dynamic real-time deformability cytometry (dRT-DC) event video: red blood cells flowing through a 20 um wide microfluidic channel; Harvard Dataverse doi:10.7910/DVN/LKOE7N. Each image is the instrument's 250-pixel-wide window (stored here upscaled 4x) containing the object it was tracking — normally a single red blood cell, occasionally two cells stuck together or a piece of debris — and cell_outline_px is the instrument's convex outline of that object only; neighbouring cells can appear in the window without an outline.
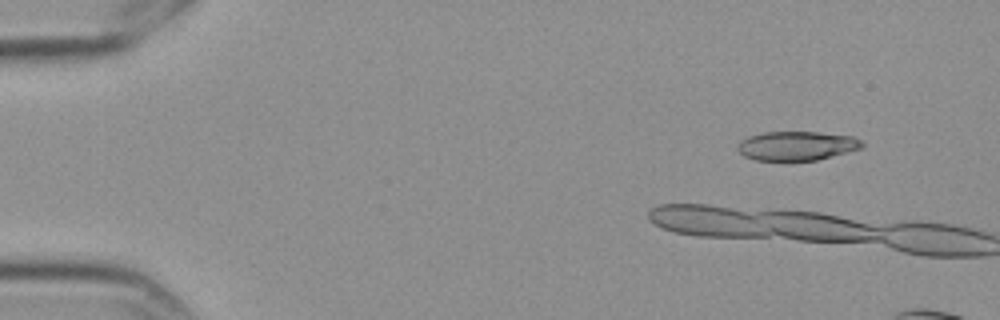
{"species": "Egyptian fruit bat (a non-hibernating species)", "species_latin": "Rousettus aegyptiacus", "temperature_condition": "cold", "stored_images_in_passage": 4, "camera_frame_rate_fps": 3000, "um_per_image_px": 0.085, "frame": {"image": 1, "passage_image": 2, "time_ms": 0.333, "image_size_px": [1000, 320], "cell_outline_px": [[864, 148], [816, 160], [756, 160], [744, 156], [736, 148], [736, 144], [740, 140], [748, 136], [764, 132], [816, 132], [852, 136], [860, 140], [864, 144]], "centroid_in_image_um": [67.71, 12.39], "position_along_channel_um": 17.3, "area_um2": 21.15}}